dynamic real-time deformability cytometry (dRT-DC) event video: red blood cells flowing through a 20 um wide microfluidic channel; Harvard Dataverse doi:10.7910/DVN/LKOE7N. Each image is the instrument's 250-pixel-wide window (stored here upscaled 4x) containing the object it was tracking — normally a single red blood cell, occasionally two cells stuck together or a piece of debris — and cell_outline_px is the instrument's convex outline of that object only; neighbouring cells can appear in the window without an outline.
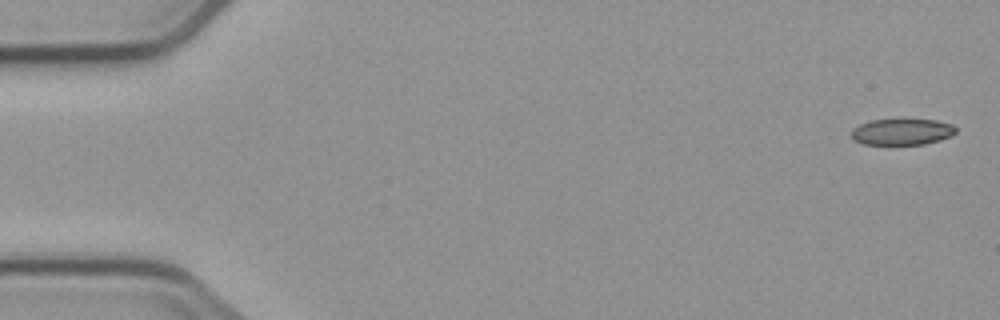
{"species": "common noctule bat (a hibernating species)", "species_latin": "Nyctalus noctula", "temperature_condition": "cold", "stored_images_in_passage": 5, "camera_frame_rate_fps": 3000, "um_per_image_px": 0.085, "animal": {"sex": "male", "body_mass_g": 23.1, "forearm_length_mm": 52.7}, "frame": {"image": 1, "passage_image": 1, "time_ms": 0.0, "image_size_px": [1000, 320], "cell_outline_px": [[956, 132], [952, 136], [940, 140], [924, 144], [864, 144], [852, 140], [852, 128], [860, 124], [872, 120], [936, 120], [952, 124], [956, 128]], "centroid_in_image_um": [76.68, 11.21], "position_along_channel_um": 8.3, "area_um2": 15.9}}